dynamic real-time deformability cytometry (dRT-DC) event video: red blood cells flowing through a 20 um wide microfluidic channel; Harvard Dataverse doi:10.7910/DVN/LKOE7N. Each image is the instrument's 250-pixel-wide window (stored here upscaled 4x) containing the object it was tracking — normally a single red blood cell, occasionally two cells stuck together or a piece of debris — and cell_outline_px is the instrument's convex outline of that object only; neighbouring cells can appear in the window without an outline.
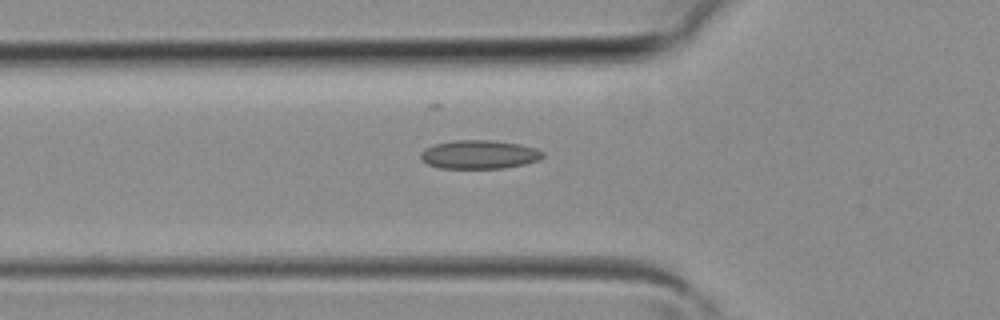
{"species": "common noctule bat (a hibernating species)", "species_latin": "Nyctalus noctula", "temperature_condition": "room temperature", "stored_images_in_passage": 33, "camera_frame_rate_fps": 3000, "um_per_image_px": 0.085, "animal": {"sex": "female", "body_mass_g": 19.3, "forearm_length_mm": 54.1}, "frame": {"image": 1, "passage_image": 12, "time_ms": 3.667, "image_size_px": [1000, 320], "cell_outline_px": [[544, 156], [540, 160], [524, 164], [504, 168], [440, 168], [428, 164], [420, 156], [420, 152], [424, 148], [436, 144], [456, 140], [488, 140], [520, 144], [536, 148], [544, 152]], "centroid_in_image_um": [40.76, 13.13], "position_along_channel_um": 85.0, "area_um2": 20.35}}
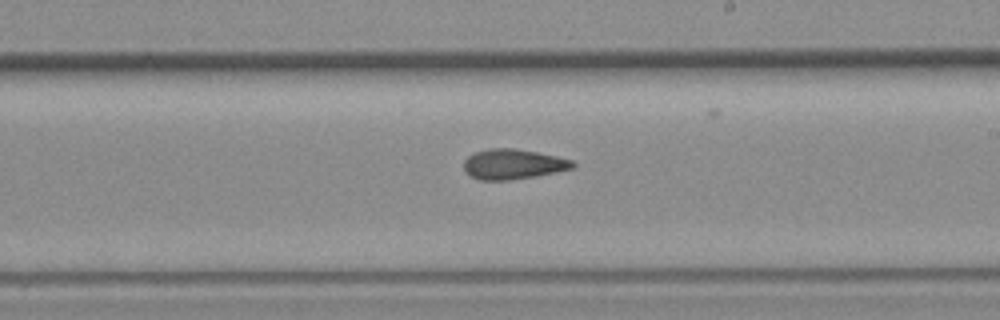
{"frame": {"image": 2, "passage_image": 21, "time_ms": 6.667, "image_size_px": [1000, 320], "cell_outline_px": [[576, 164], [572, 168], [556, 172], [512, 180], [480, 180], [464, 172], [464, 160], [468, 156], [476, 152], [488, 148], [512, 148], [536, 152], [556, 156], [572, 160]], "centroid_in_image_um": [43.59, 13.95], "position_along_channel_um": 245.4, "area_um2": 19.02}}
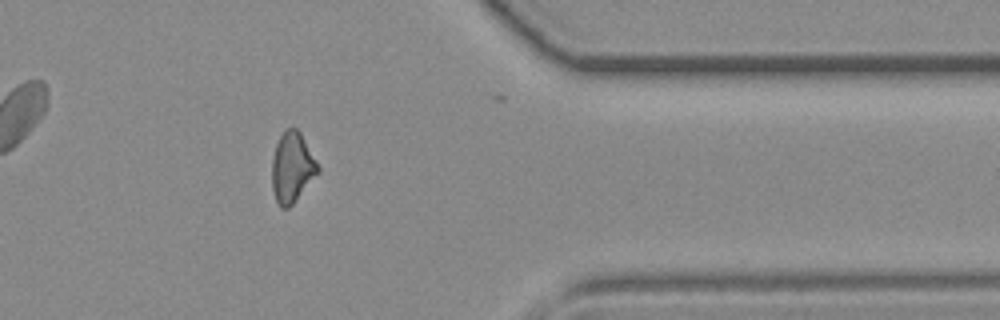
{"frame": {"image": 3, "passage_image": 30, "time_ms": 9.667, "image_size_px": [1000, 320], "cell_outline_px": [[320, 172], [292, 204], [288, 208], [280, 208], [276, 200], [272, 188], [272, 160], [276, 144], [284, 128], [296, 128], [300, 132], [316, 160], [320, 168]], "centroid_in_image_um": [24.83, 14.23], "position_along_channel_um": 386.6, "area_um2": 18.79}}